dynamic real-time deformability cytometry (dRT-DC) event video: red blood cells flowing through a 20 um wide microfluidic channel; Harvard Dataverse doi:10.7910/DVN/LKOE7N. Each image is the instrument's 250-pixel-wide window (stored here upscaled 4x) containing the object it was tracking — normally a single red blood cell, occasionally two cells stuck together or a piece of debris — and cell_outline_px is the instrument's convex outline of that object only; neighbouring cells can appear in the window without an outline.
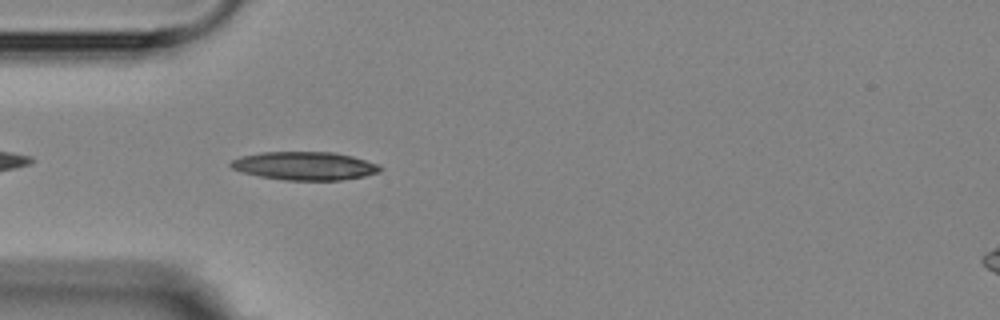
{"species": "Egyptian fruit bat (a non-hibernating species)", "species_latin": "Rousettus aegyptiacus", "temperature_condition": "room temperature", "stored_images_in_passage": 3, "camera_frame_rate_fps": 3000, "um_per_image_px": 0.085, "animal": {"sex": "female"}, "frame": {"image": 1, "passage_image": 3, "time_ms": 2.0, "image_size_px": [1000, 320], "cell_outline_px": [[384, 168], [380, 172], [364, 176], [340, 180], [284, 180], [260, 176], [244, 172], [232, 168], [228, 164], [232, 160], [240, 156], [260, 152], [332, 152], [352, 156], [376, 164]], "centroid_in_image_um": [25.89, 14.1], "position_along_channel_um": 59.1, "area_um2": 24.51}}